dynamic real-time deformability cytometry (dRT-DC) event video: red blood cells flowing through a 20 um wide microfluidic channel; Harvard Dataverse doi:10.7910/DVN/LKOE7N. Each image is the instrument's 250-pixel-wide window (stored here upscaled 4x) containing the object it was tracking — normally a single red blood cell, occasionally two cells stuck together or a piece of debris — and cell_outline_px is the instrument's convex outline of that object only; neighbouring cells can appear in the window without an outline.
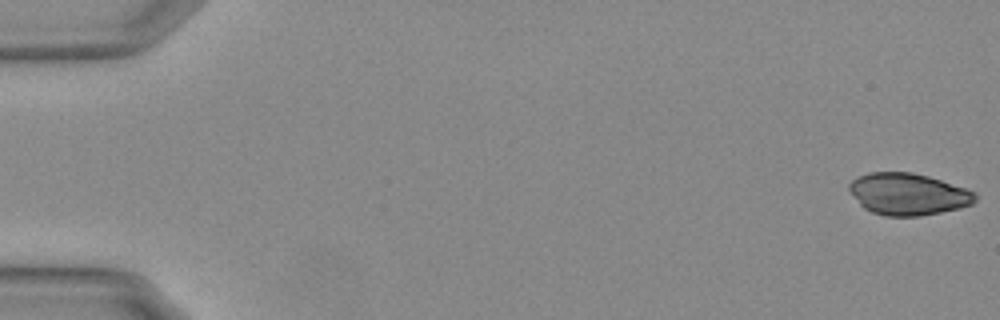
{"species": "Egyptian fruit bat (a non-hibernating species)", "species_latin": "Rousettus aegyptiacus", "temperature_condition": "warm", "stored_images_in_passage": 55, "camera_frame_rate_fps": 3000, "um_per_image_px": 0.085, "animal": {"sex": "female"}, "frame": {"image": 1, "passage_image": 1, "time_ms": 0.0, "image_size_px": [1000, 320], "cell_outline_px": [[976, 200], [972, 204], [960, 208], [920, 216], [884, 216], [872, 212], [864, 208], [860, 204], [848, 188], [848, 184], [852, 180], [868, 172], [912, 172], [928, 176], [964, 188], [972, 192], [976, 196]], "centroid_in_image_um": [77.16, 16.5], "position_along_channel_um": 7.8, "area_um2": 30.46}}
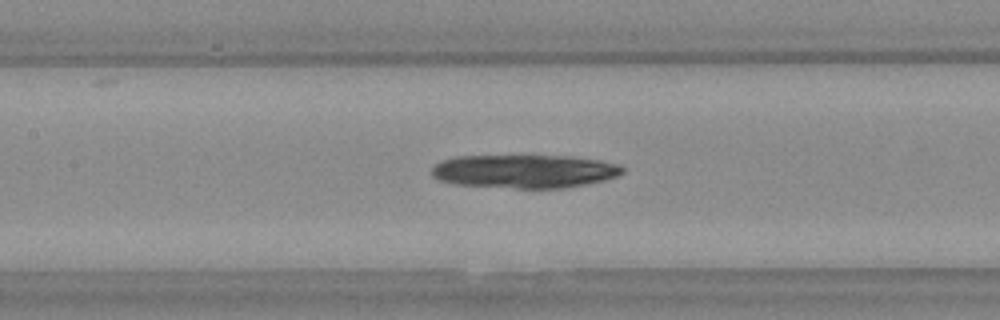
{"frame": {"image": 2, "passage_image": 26, "time_ms": 8.333, "image_size_px": [1000, 320], "cell_outline_px": [[624, 172], [616, 176], [604, 180], [588, 184], [564, 188], [516, 188], [456, 184], [440, 180], [432, 176], [432, 168], [436, 164], [444, 160], [456, 156], [572, 156], [600, 160], [616, 164], [624, 168]], "centroid_in_image_um": [44.6, 14.56], "position_along_channel_um": 162.8, "area_um2": 37.05}}
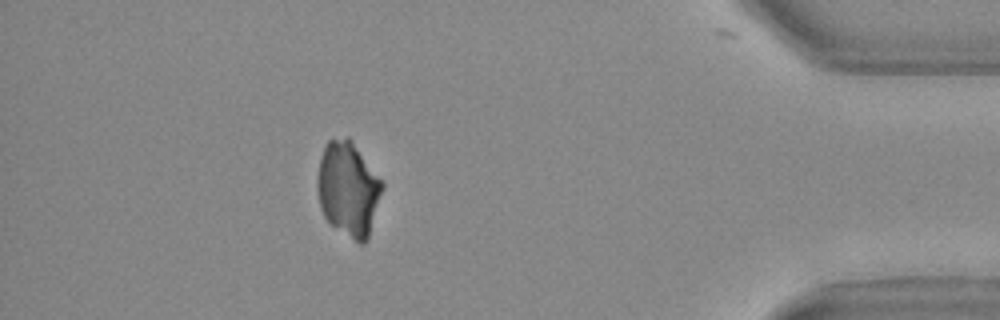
{"frame": {"image": 3, "passage_image": 49, "time_ms": 16.0, "image_size_px": [1000, 320], "cell_outline_px": [[384, 188], [368, 236], [364, 244], [360, 244], [328, 224], [320, 208], [316, 188], [316, 176], [320, 156], [328, 140], [348, 136], [384, 184]], "centroid_in_image_um": [29.56, 16.08], "position_along_channel_um": 405.6, "area_um2": 35.89}}